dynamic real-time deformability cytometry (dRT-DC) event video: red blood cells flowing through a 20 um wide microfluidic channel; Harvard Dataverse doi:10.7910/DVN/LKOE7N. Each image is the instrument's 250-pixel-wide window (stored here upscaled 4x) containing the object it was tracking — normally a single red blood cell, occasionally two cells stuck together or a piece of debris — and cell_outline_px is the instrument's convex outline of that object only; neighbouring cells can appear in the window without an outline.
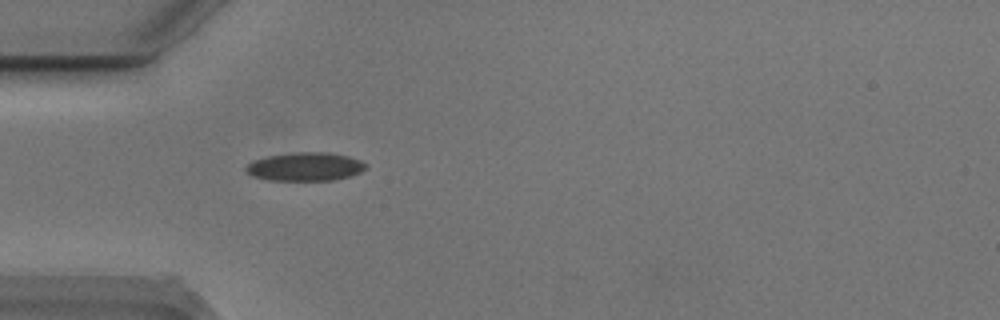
{"species": "Egyptian fruit bat (a non-hibernating species)", "species_latin": "Rousettus aegyptiacus", "temperature_condition": "cold", "stored_images_in_passage": 20, "camera_frame_rate_fps": 3000, "um_per_image_px": 0.085, "animal": {"sex": "male"}, "frame": {"image": 1, "passage_image": 1, "time_ms": 0.0, "image_size_px": [1000, 320], "cell_outline_px": [[368, 164], [360, 172], [348, 176], [332, 180], [268, 180], [252, 176], [244, 172], [244, 168], [248, 164], [256, 160], [268, 156], [296, 152], [328, 152], [348, 156], [360, 160]], "centroid_in_image_um": [25.92, 14.16], "position_along_channel_um": 59.1, "area_um2": 19.77}}
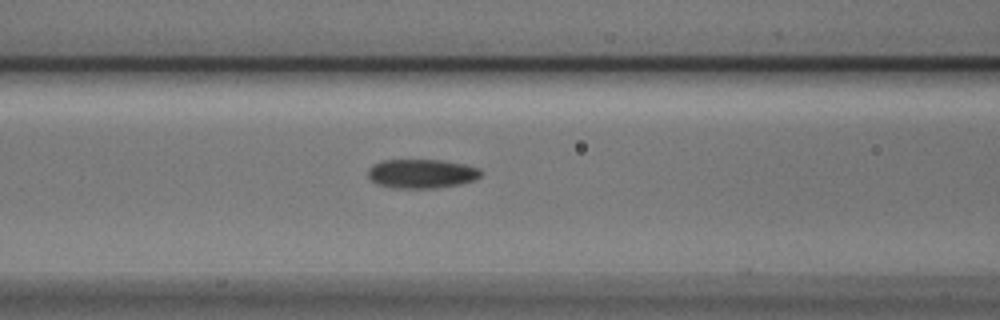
{"frame": {"image": 2, "passage_image": 7, "time_ms": 2.0, "image_size_px": [1000, 320], "cell_outline_px": [[484, 172], [476, 180], [460, 184], [436, 188], [392, 188], [376, 184], [368, 176], [368, 168], [372, 164], [384, 160], [440, 160], [464, 164], [480, 168]], "centroid_in_image_um": [35.85, 14.76], "position_along_channel_um": 130.7, "area_um2": 19.36}}
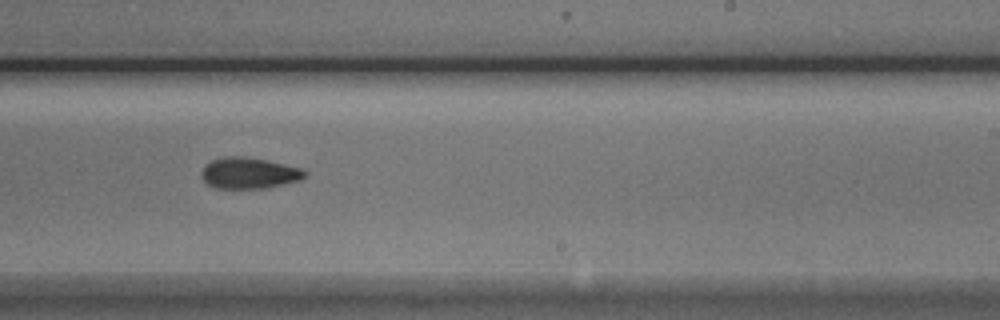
{"frame": {"image": 3, "passage_image": 18, "time_ms": 5.667, "image_size_px": [1000, 320], "cell_outline_px": [[308, 172], [300, 180], [268, 188], [216, 188], [208, 184], [200, 176], [200, 172], [204, 164], [212, 160], [224, 156], [244, 156], [268, 160], [300, 168]], "centroid_in_image_um": [21.13, 14.7], "position_along_channel_um": 267.9, "area_um2": 18.9}}